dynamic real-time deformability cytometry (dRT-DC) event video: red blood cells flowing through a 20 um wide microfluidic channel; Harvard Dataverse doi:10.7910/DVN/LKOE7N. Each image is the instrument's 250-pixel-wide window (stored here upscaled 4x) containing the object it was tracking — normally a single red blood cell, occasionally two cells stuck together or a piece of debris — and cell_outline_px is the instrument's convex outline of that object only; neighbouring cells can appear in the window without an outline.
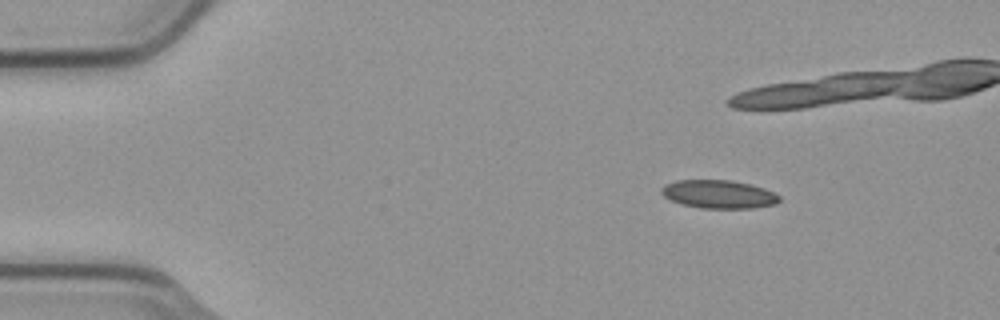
{"species": "common noctule bat (a hibernating species)", "species_latin": "Nyctalus noctula", "temperature_condition": "cold", "stored_images_in_passage": 5, "camera_frame_rate_fps": 3000, "um_per_image_px": 0.085, "animal": {"sex": "male", "body_mass_g": 23.1, "forearm_length_mm": 52.7}, "frame": {"image": 1, "passage_image": 3, "time_ms": 0.667, "image_size_px": [1000, 320], "cell_outline_px": [[780, 200], [776, 204], [752, 208], [700, 208], [680, 204], [664, 196], [660, 192], [660, 188], [664, 184], [676, 180], [732, 180], [764, 188], [780, 196]], "centroid_in_image_um": [61.06, 16.51], "position_along_channel_um": 23.9, "area_um2": 19.48}}